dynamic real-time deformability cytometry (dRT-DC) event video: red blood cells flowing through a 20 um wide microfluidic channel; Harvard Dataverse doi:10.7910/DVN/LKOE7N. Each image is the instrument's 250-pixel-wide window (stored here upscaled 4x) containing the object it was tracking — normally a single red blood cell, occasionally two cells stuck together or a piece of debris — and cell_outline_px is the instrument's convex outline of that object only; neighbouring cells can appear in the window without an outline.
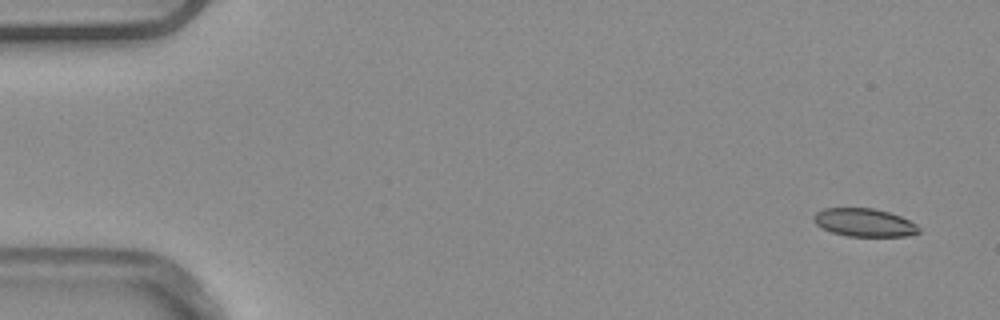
{"species": "common noctule bat (a hibernating species)", "species_latin": "Nyctalus noctula", "temperature_condition": "warm", "stored_images_in_passage": 4, "camera_frame_rate_fps": 3000, "um_per_image_px": 0.085, "animal": {"sex": "male", "body_mass_g": 20.4}, "frame": {"image": 1, "passage_image": 4, "time_ms": 1.0, "image_size_px": [1000, 320], "cell_outline_px": [[920, 232], [908, 236], [848, 236], [832, 232], [816, 224], [812, 220], [812, 216], [816, 212], [824, 208], [872, 208], [888, 212], [900, 216], [916, 224], [920, 228]], "centroid_in_image_um": [73.45, 18.91], "position_along_channel_um": 11.5, "area_um2": 17.17}}